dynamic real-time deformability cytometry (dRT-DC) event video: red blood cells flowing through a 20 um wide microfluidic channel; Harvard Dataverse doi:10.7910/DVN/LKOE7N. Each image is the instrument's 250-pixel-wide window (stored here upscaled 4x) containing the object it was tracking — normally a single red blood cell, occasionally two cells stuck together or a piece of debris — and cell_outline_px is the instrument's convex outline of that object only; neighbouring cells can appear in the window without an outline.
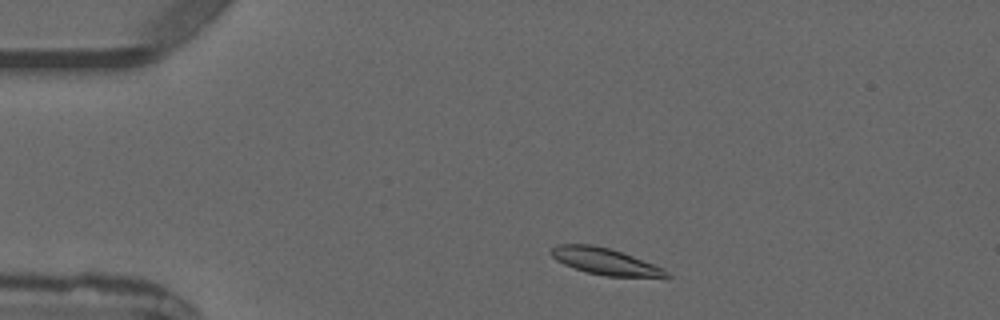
{"species": "common noctule bat (a hibernating species)", "species_latin": "Nyctalus noctula", "temperature_condition": "warm", "stored_images_in_passage": 3, "segment_of_instrument_passage": [1, 2], "camera_frame_rate_fps": 3000, "um_per_image_px": 0.085, "animal": {"sex": "male", "forearm_length_mm": 52.5}, "frame": {"image": 1, "passage_image": 1, "time_ms": 0.0, "image_size_px": [1000, 320], "cell_outline_px": [[672, 276], [604, 276], [584, 272], [564, 264], [556, 260], [548, 252], [556, 244], [592, 244], [608, 248], [632, 256], [664, 268]], "centroid_in_image_um": [51.35, 22.2], "position_along_channel_um": 33.7, "area_um2": 17.63}}